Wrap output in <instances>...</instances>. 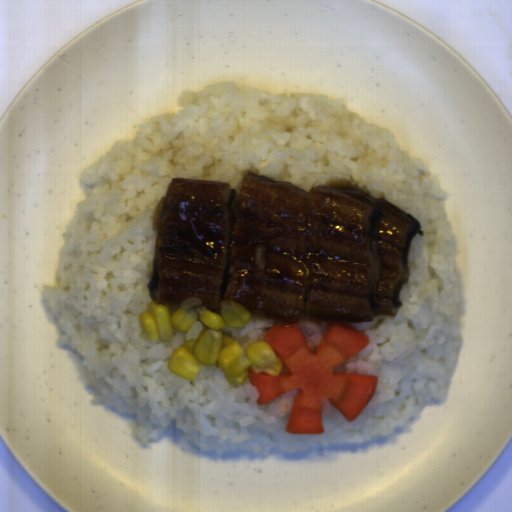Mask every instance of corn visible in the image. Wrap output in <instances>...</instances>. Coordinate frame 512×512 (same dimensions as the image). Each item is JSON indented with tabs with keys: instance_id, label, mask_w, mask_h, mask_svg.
Returning a JSON list of instances; mask_svg holds the SVG:
<instances>
[{
	"instance_id": "corn-1",
	"label": "corn",
	"mask_w": 512,
	"mask_h": 512,
	"mask_svg": "<svg viewBox=\"0 0 512 512\" xmlns=\"http://www.w3.org/2000/svg\"><path fill=\"white\" fill-rule=\"evenodd\" d=\"M152 343L170 342L175 330L187 332L196 322L202 328L197 338L184 339L175 348L168 370L183 378H197L201 363L221 369L228 383L241 386L249 371L279 376L284 363L268 341L249 343L244 349L239 342L222 334L225 327L244 328L251 321V312L229 300L219 303L218 310L200 305L181 307L179 303H154L138 316Z\"/></svg>"
}]
</instances>
